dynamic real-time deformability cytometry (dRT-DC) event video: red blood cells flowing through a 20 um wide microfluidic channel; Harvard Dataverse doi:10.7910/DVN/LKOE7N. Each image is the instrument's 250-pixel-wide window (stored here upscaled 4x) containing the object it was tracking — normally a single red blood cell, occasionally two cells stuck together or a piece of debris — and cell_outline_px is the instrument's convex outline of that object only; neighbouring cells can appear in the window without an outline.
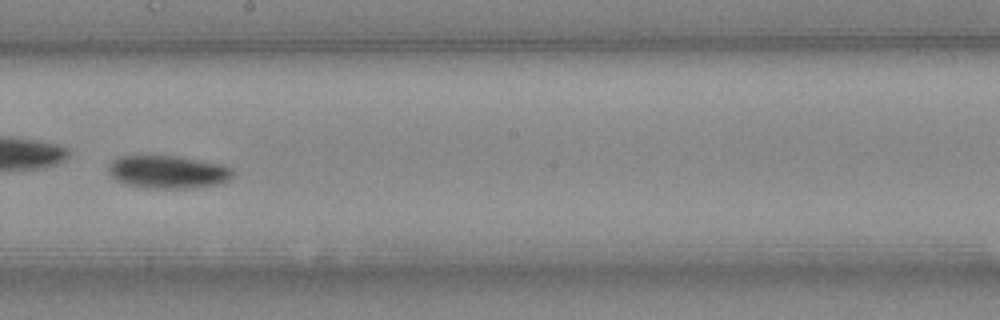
{"species": "Egyptian fruit bat (a non-hibernating species)", "species_latin": "Rousettus aegyptiacus", "temperature_condition": "cold", "stored_images_in_passage": 48, "camera_frame_rate_fps": 3000, "um_per_image_px": 0.085, "animal": {"sex": "female"}, "frame": {"image": 1, "passage_image": 28, "time_ms": 9.0, "image_size_px": [1000, 320], "cell_outline_px": [[236, 172], [228, 180], [220, 184], [184, 188], [152, 188], [128, 184], [116, 180], [108, 172], [108, 164], [112, 160], [120, 156], [176, 156], [220, 164], [232, 168]], "centroid_in_image_um": [14.28, 14.61], "position_along_channel_um": 233.9, "area_um2": 23.64}}